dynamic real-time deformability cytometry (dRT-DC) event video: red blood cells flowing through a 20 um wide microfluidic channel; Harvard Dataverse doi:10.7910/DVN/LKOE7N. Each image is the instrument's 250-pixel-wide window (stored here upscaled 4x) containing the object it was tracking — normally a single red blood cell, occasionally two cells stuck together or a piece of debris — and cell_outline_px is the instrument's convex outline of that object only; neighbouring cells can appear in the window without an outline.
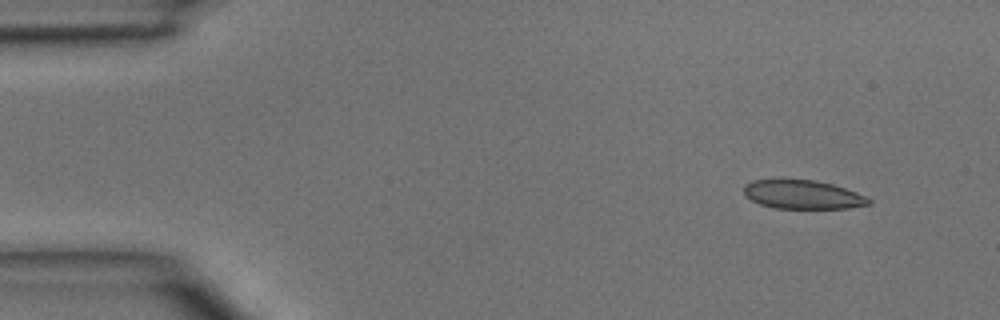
{"species": "common noctule bat (a hibernating species)", "species_latin": "Nyctalus noctula", "temperature_condition": "room temperature", "stored_images_in_passage": 4, "camera_frame_rate_fps": 3000, "um_per_image_px": 0.085, "animal": {"sex": "male", "body_mass_g": 15.6}, "frame": {"image": 1, "passage_image": 1, "time_ms": 0.0, "image_size_px": [1000, 320], "cell_outline_px": [[872, 204], [848, 208], [772, 208], [760, 204], [744, 196], [744, 184], [752, 180], [812, 180], [832, 184], [856, 192], [872, 200]], "centroid_in_image_um": [68.21, 16.55], "position_along_channel_um": 16.8, "area_um2": 20.81}}